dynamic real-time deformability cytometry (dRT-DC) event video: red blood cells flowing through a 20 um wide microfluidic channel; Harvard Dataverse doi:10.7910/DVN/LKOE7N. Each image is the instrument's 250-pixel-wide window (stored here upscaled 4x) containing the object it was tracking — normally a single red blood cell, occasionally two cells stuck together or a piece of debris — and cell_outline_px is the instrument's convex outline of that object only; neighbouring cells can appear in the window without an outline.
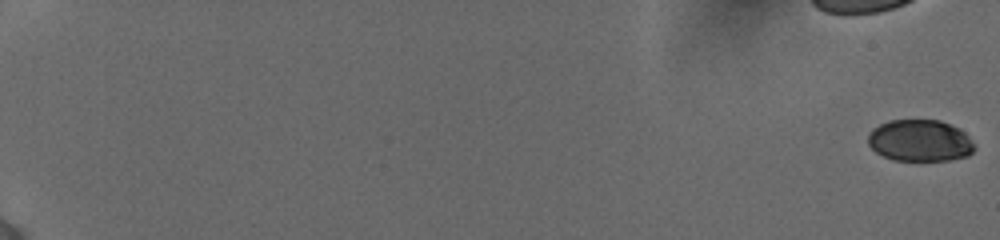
{"species": "human", "species_latin": "Homo sapiens", "temperature_condition": "cold", "stored_images_in_passage": 58, "camera_frame_rate_fps": 3000, "um_per_image_px": 0.085, "donor": {"sex": "female"}, "frame": {"image": 1, "passage_image": 1, "time_ms": 0.0, "image_size_px": [1000, 240], "cell_outline_px": [[972, 152], [968, 156], [948, 160], [892, 160], [876, 152], [868, 144], [868, 132], [872, 128], [888, 120], [940, 120], [964, 132], [968, 136], [972, 144]], "centroid_in_image_um": [78.13, 11.95], "position_along_channel_um": 6.9, "area_um2": 25.66}}
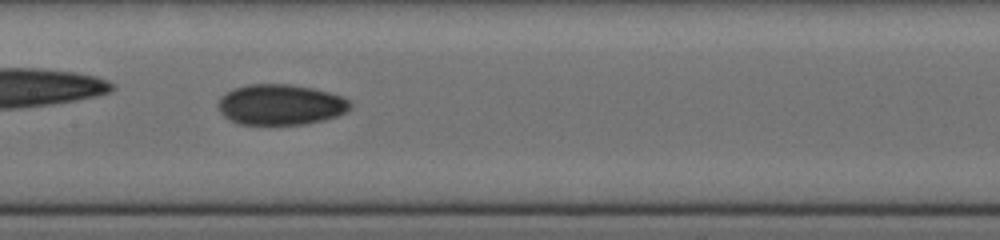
{"frame": {"image": 2, "passage_image": 33, "time_ms": 10.667, "image_size_px": [1000, 240], "cell_outline_px": [[352, 108], [336, 116], [324, 120], [308, 124], [240, 124], [224, 116], [220, 112], [216, 104], [220, 96], [236, 88], [248, 84], [288, 84], [312, 88], [344, 96], [352, 104]], "centroid_in_image_um": [23.86, 8.89], "position_along_channel_um": 183.5, "area_um2": 31.27}}
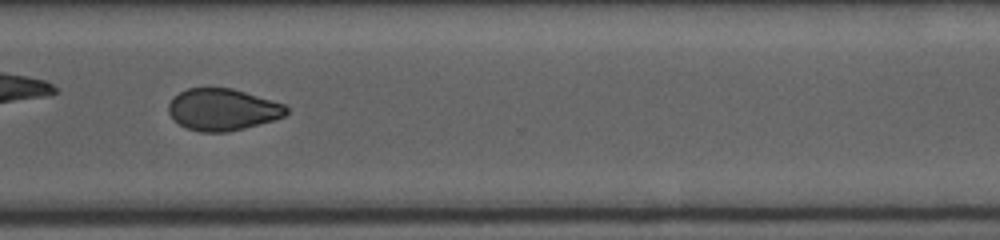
{"frame": {"image": 3, "passage_image": 47, "time_ms": 15.0, "image_size_px": [1000, 240], "cell_outline_px": [[288, 112], [284, 116], [272, 120], [244, 128], [224, 132], [200, 132], [188, 128], [180, 124], [168, 112], [168, 104], [180, 92], [188, 88], [232, 88], [284, 104], [288, 108]], "centroid_in_image_um": [18.92, 9.31], "position_along_channel_um": 351.7, "area_um2": 28.26}, "authors_computed_cell_mechanics": {"area_um2": 29.1601, "velocity_mm_per_s": 3.8941, "shape_relaxation_time_tau1_ms": 7.2864, "shape_relaxation_time_tau2_ms": 7.5121, "deformation_change_tau1": 0.1187, "deformation_change_tau2": 0.0839}}